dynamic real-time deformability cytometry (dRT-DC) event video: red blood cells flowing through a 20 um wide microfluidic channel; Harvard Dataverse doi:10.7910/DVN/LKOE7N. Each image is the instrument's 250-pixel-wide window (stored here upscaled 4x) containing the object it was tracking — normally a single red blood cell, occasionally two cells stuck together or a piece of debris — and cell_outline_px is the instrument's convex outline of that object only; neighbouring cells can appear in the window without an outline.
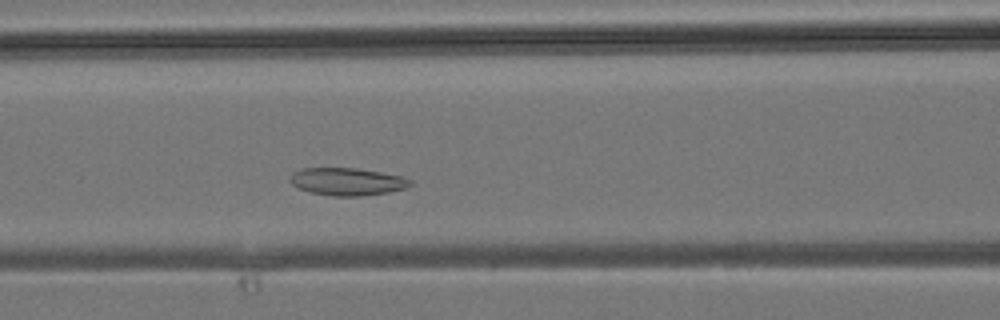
{"species": "common noctule bat (a hibernating species)", "species_latin": "Nyctalus noctula", "temperature_condition": "room temperature", "stored_images_in_passage": 26, "camera_frame_rate_fps": 3000, "um_per_image_px": 0.085, "animal": {"sex": "male", "body_mass_g": 19.2, "forearm_length_mm": 51.8}, "frame": {"image": 1, "passage_image": 10, "time_ms": 3.0, "image_size_px": [1000, 320], "cell_outline_px": [[412, 184], [408, 188], [388, 192], [360, 196], [332, 196], [312, 192], [300, 188], [292, 184], [288, 180], [292, 172], [300, 168], [356, 168], [404, 176], [412, 180]], "centroid_in_image_um": [29.53, 15.43], "position_along_channel_um": 137.1, "area_um2": 19.42}}
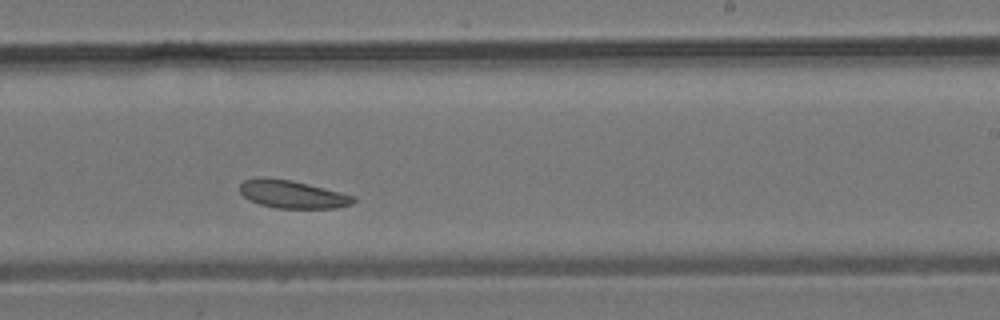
{"frame": {"image": 2, "passage_image": 17, "time_ms": 5.333, "image_size_px": [1000, 320], "cell_outline_px": [[356, 200], [352, 204], [336, 208], [276, 208], [260, 204], [248, 200], [240, 192], [240, 184], [244, 180], [256, 176], [260, 176], [292, 180], [356, 196]], "centroid_in_image_um": [24.83, 16.5], "position_along_channel_um": 264.2, "area_um2": 18.61}}
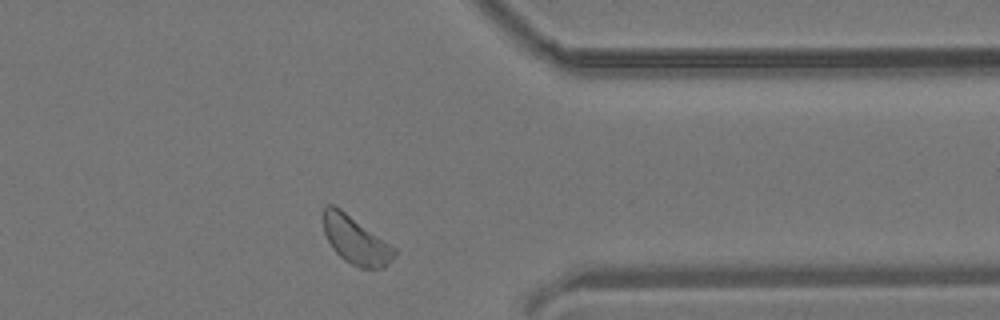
{"frame": {"image": 3, "passage_image": 24, "time_ms": 7.667, "image_size_px": [1000, 320], "cell_outline_px": [[396, 252], [392, 260], [384, 268], [360, 268], [344, 260], [332, 248], [324, 232], [324, 204], [332, 204], [340, 208], [396, 248]], "centroid_in_image_um": [30.23, 20.42], "position_along_channel_um": 381.2, "area_um2": 19.59}}